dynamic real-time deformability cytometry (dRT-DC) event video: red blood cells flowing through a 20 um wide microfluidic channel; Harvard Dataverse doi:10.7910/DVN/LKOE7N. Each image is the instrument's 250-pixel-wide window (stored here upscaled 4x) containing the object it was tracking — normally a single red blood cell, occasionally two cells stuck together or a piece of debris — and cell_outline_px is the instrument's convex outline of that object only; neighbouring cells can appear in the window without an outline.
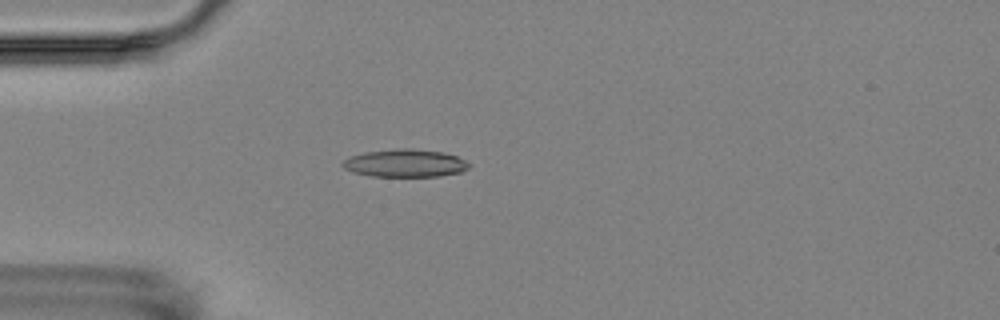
{"species": "Egyptian fruit bat (a non-hibernating species)", "species_latin": "Rousettus aegyptiacus", "temperature_condition": "room temperature", "stored_images_in_passage": 4, "camera_frame_rate_fps": 3000, "um_per_image_px": 0.085, "animal": {"sex": "female"}, "frame": {"image": 1, "passage_image": 4, "time_ms": 3.333, "image_size_px": [1000, 320], "cell_outline_px": [[472, 164], [468, 168], [460, 172], [440, 176], [372, 176], [352, 172], [344, 168], [340, 164], [344, 160], [352, 156], [364, 152], [396, 148], [412, 148], [444, 152], [456, 156]], "centroid_in_image_um": [34.43, 13.86], "position_along_channel_um": 50.6, "area_um2": 20.52}}